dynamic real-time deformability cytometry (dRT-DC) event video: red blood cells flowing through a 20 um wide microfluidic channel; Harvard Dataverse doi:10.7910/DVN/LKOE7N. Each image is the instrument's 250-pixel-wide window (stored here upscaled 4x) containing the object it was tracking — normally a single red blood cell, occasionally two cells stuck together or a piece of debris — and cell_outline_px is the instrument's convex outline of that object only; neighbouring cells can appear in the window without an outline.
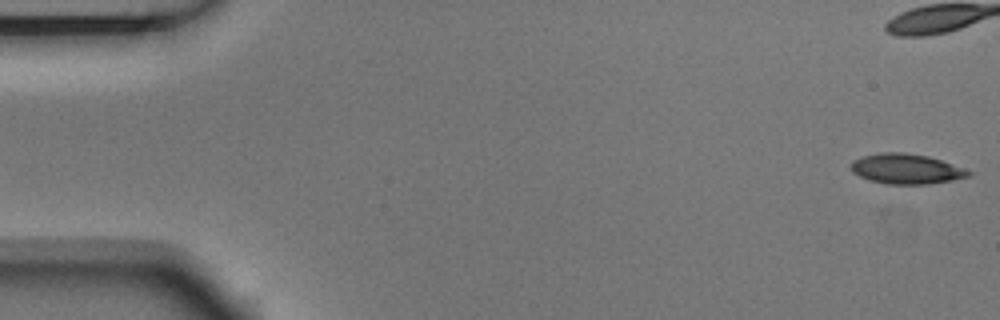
{"species": "Egyptian fruit bat (a non-hibernating species)", "species_latin": "Rousettus aegyptiacus", "temperature_condition": "room temperature", "stored_images_in_passage": 5, "segment_of_instrument_passage": [2, 2], "camera_frame_rate_fps": 3000, "um_per_image_px": 0.085, "animal": {"sex": "male"}, "frame": {"image": 1, "passage_image": 5, "time_ms": 1.333, "image_size_px": [1000, 320], "cell_outline_px": [[972, 176], [952, 180], [928, 184], [884, 184], [868, 180], [852, 172], [848, 164], [852, 160], [864, 156], [880, 152], [904, 152], [928, 156], [952, 164], [972, 172]], "centroid_in_image_um": [76.98, 14.36], "position_along_channel_um": 8.0, "area_um2": 20.75}}